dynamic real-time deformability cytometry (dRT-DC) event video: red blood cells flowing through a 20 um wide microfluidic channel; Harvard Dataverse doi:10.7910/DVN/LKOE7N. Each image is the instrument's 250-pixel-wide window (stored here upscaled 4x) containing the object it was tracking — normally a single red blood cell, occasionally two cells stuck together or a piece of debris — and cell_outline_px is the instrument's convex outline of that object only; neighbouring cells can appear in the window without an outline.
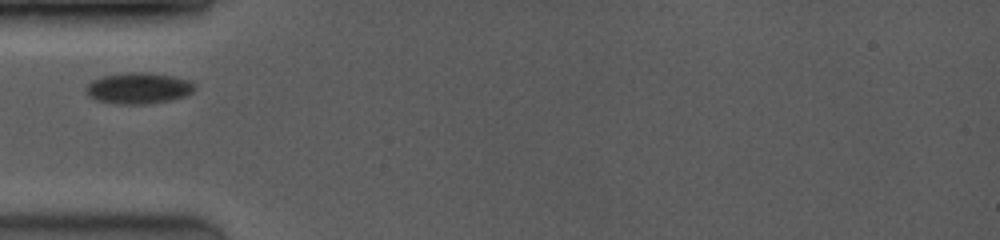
{"species": "common noctule bat (a hibernating species)", "species_latin": "Nyctalus noctula", "temperature_condition": "room temperature", "stored_images_in_passage": 5, "camera_frame_rate_fps": 3500, "um_per_image_px": 0.085, "animal": {"sex": "female", "body_mass_g": 19.0, "forearm_length_mm": 53.3}, "frame": {"image": 1, "passage_image": 1, "time_ms": 0.0, "image_size_px": [1000, 240], "cell_outline_px": [[196, 88], [192, 92], [184, 96], [168, 100], [144, 104], [120, 104], [96, 100], [84, 88], [92, 80], [100, 76], [128, 72], [148, 72], [172, 76], [188, 80], [196, 84]], "centroid_in_image_um": [11.78, 7.48], "position_along_channel_um": 73.2, "area_um2": 19.59}}
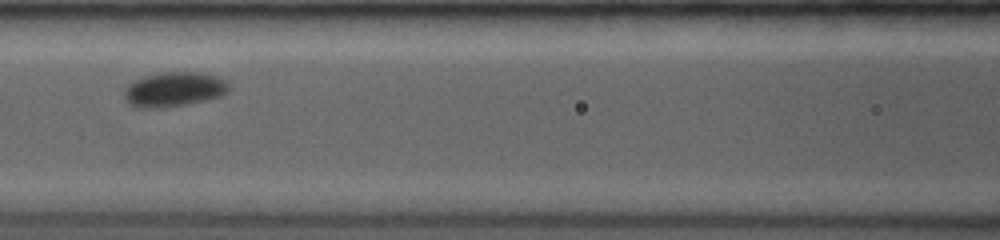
{"frame": {"image": 2, "passage_image": 3, "time_ms": 2.0, "image_size_px": [1000, 240], "cell_outline_px": [[228, 92], [220, 96], [204, 100], [184, 104], [152, 108], [136, 108], [128, 104], [124, 100], [124, 88], [132, 80], [144, 76], [160, 72], [200, 72], [216, 76], [224, 80], [228, 84]], "centroid_in_image_um": [14.72, 7.58], "position_along_channel_um": 151.9, "area_um2": 21.15}}
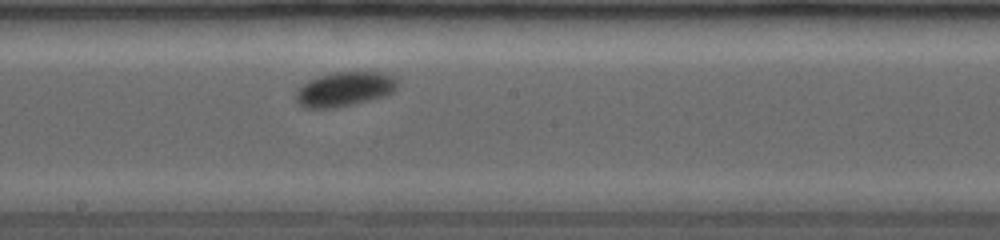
{"frame": {"image": 3, "passage_image": 5, "time_ms": 3.714, "image_size_px": [1000, 240], "cell_outline_px": [[400, 84], [392, 92], [384, 96], [352, 104], [332, 108], [304, 108], [296, 100], [296, 92], [308, 80], [316, 76], [332, 72], [380, 72], [392, 76], [400, 80]], "centroid_in_image_um": [29.3, 7.56], "position_along_channel_um": 218.9, "area_um2": 20.4}}